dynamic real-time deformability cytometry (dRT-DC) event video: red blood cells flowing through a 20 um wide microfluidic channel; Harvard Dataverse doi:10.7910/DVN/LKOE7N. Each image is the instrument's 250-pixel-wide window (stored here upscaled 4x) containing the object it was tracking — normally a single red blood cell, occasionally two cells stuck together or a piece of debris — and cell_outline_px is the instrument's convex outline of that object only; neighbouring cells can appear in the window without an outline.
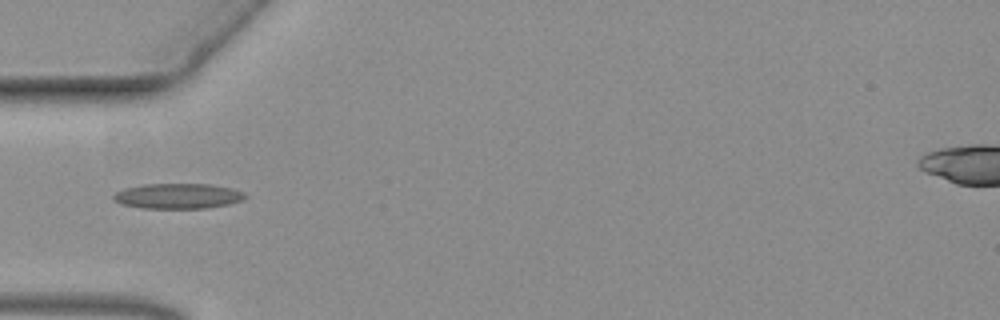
{"species": "common noctule bat (a hibernating species)", "species_latin": "Nyctalus noctula", "temperature_condition": "warm", "stored_images_in_passage": 36, "camera_frame_rate_fps": 3000, "um_per_image_px": 0.085, "animal": {"sex": "female", "body_mass_g": 19.3, "forearm_length_mm": 54.1}, "frame": {"image": 1, "passage_image": 1, "time_ms": 0.0, "image_size_px": [1000, 320], "cell_outline_px": [[248, 196], [244, 200], [228, 204], [204, 208], [140, 208], [120, 204], [112, 196], [116, 192], [124, 188], [144, 184], [208, 184], [232, 188], [244, 192]], "centroid_in_image_um": [15.14, 16.66], "position_along_channel_um": 69.9, "area_um2": 19.42}}
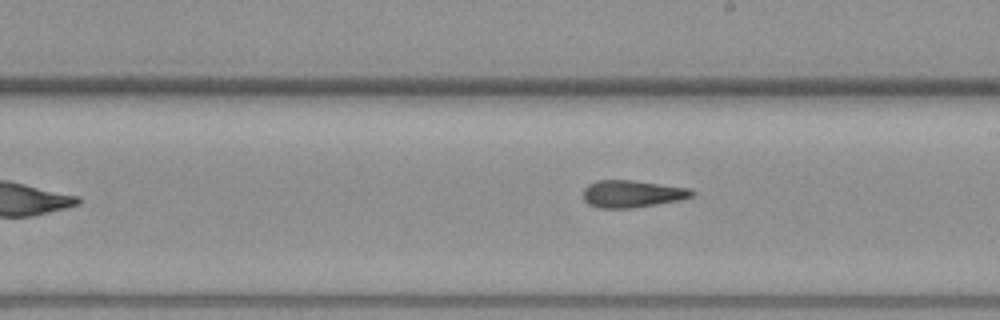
{"frame": {"image": 2, "passage_image": 15, "time_ms": 4.667, "image_size_px": [1000, 320], "cell_outline_px": [[696, 192], [692, 196], [680, 200], [632, 208], [596, 208], [588, 204], [584, 200], [584, 188], [588, 184], [596, 180], [632, 180], [688, 188]], "centroid_in_image_um": [53.69, 16.48], "position_along_channel_um": 235.3, "area_um2": 17.22}}
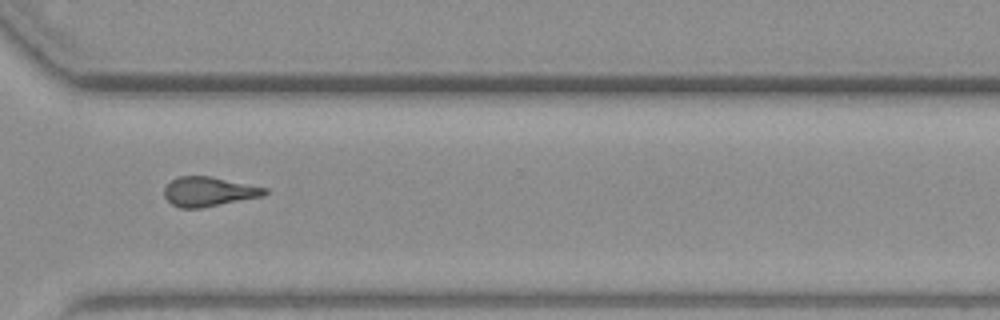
{"frame": {"image": 3, "passage_image": 25, "time_ms": 8.0, "image_size_px": [1000, 320], "cell_outline_px": [[268, 192], [260, 196], [200, 208], [180, 208], [172, 204], [164, 196], [164, 188], [172, 180], [180, 176], [212, 176], [268, 188]], "centroid_in_image_um": [17.72, 16.27], "position_along_channel_um": 352.9, "area_um2": 17.05}}